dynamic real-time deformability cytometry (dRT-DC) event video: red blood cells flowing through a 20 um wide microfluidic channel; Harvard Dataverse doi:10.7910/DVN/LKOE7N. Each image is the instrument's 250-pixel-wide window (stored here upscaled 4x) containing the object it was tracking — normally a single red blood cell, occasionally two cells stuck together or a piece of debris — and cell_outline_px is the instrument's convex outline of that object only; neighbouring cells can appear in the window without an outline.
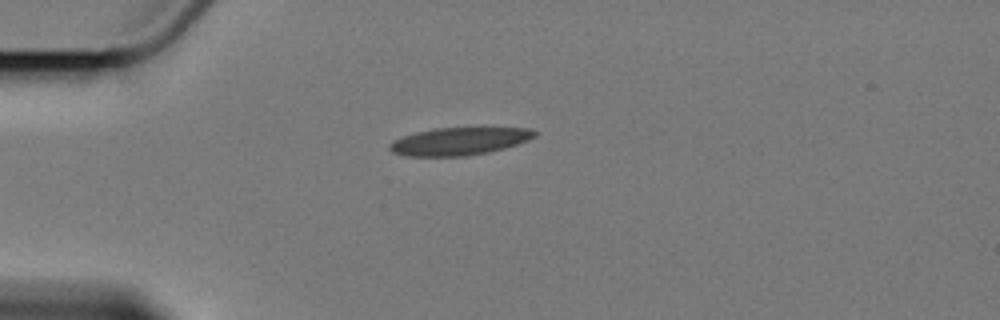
{"species": "Egyptian fruit bat (a non-hibernating species)", "species_latin": "Rousettus aegyptiacus", "temperature_condition": "cold", "stored_images_in_passage": 2, "camera_frame_rate_fps": 3000, "um_per_image_px": 0.085, "animal": {"sex": "female"}, "frame": {"image": 1, "passage_image": 2, "time_ms": 1.333, "image_size_px": [1000, 320], "cell_outline_px": [[536, 136], [528, 140], [504, 148], [488, 152], [464, 156], [408, 156], [392, 152], [388, 148], [388, 144], [404, 136], [416, 132], [436, 128], [484, 124], [488, 124], [528, 128], [536, 132]], "centroid_in_image_um": [39.14, 11.94], "position_along_channel_um": 45.9, "area_um2": 24.45}}